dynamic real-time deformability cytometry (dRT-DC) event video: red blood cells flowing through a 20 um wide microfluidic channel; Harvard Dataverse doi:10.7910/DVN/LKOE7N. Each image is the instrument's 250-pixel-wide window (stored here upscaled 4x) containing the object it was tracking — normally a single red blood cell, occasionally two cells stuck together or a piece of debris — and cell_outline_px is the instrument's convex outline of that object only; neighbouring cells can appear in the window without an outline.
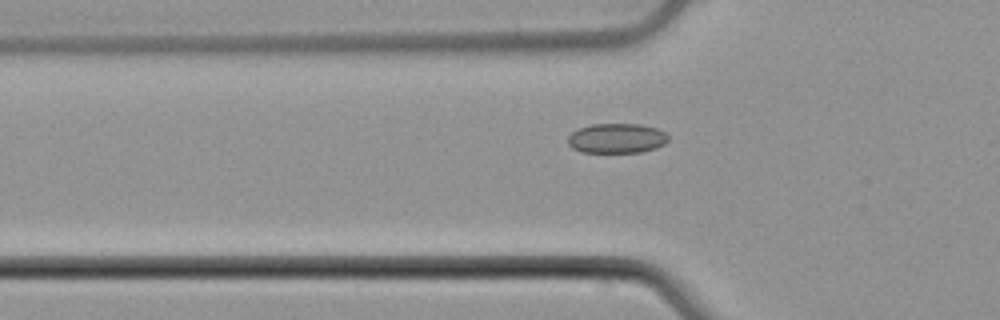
{"species": "common noctule bat (a hibernating species)", "species_latin": "Nyctalus noctula", "temperature_condition": "cold", "stored_images_in_passage": 32, "camera_frame_rate_fps": 3000, "um_per_image_px": 0.085, "animal": {"sex": "male", "body_mass_g": 21.5, "forearm_length_mm": 52.0}, "frame": {"image": 1, "passage_image": 4, "time_ms": 1.0, "image_size_px": [1000, 320], "cell_outline_px": [[668, 140], [664, 144], [656, 148], [640, 152], [580, 152], [572, 148], [568, 144], [568, 136], [576, 128], [592, 124], [640, 124], [656, 128], [664, 132], [668, 136]], "centroid_in_image_um": [52.39, 11.75], "position_along_channel_um": 73.4, "area_um2": 17.51}}
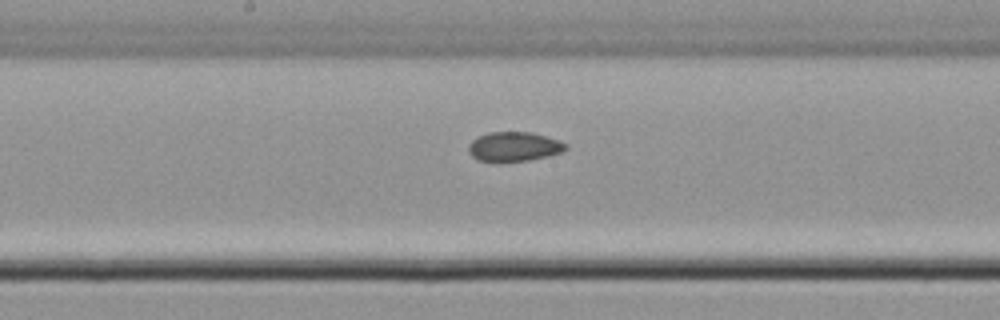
{"frame": {"image": 2, "passage_image": 14, "time_ms": 4.333, "image_size_px": [1000, 320], "cell_outline_px": [[568, 148], [560, 152], [548, 156], [528, 160], [500, 164], [476, 160], [468, 152], [468, 144], [472, 140], [488, 132], [532, 132], [560, 140], [568, 144]], "centroid_in_image_um": [43.66, 12.49], "position_along_channel_um": 204.5, "area_um2": 17.22}}
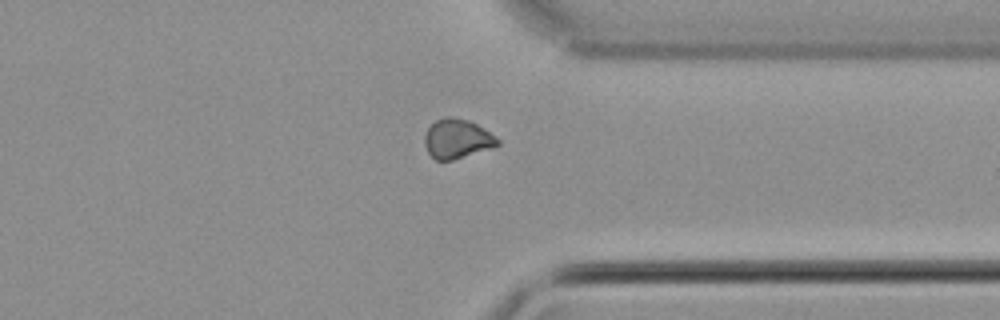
{"frame": {"image": 3, "passage_image": 27, "time_ms": 8.667, "image_size_px": [1000, 320], "cell_outline_px": [[500, 144], [492, 148], [452, 160], [436, 160], [428, 152], [424, 144], [424, 136], [428, 128], [436, 120], [444, 116], [452, 116], [468, 120], [476, 124], [496, 136], [500, 140]], "centroid_in_image_um": [38.86, 11.79], "position_along_channel_um": 372.5, "area_um2": 16.76}}